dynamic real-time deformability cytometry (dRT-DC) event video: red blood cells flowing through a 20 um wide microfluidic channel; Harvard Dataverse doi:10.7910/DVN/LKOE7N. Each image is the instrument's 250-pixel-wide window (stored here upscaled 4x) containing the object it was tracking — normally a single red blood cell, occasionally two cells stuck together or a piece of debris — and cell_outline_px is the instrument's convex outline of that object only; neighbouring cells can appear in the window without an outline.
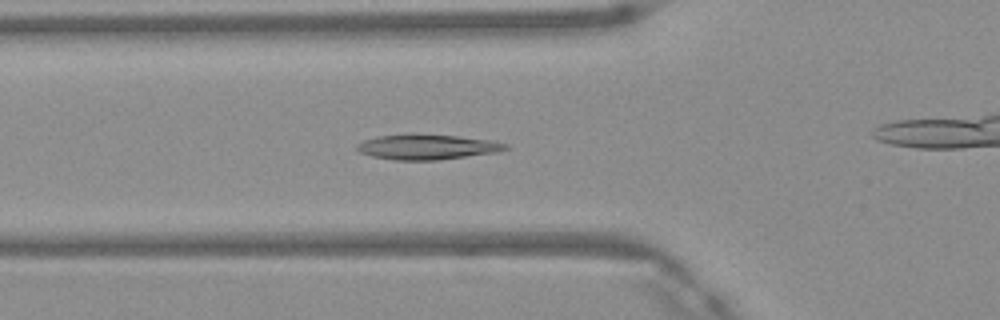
{"species": "Egyptian fruit bat (a non-hibernating species)", "species_latin": "Rousettus aegyptiacus", "temperature_condition": "warm", "stored_images_in_passage": 40, "camera_frame_rate_fps": 3000, "um_per_image_px": 0.085, "frame": {"image": 1, "passage_image": 8, "time_ms": 2.333, "image_size_px": [1000, 320], "cell_outline_px": [[512, 148], [496, 152], [440, 160], [396, 160], [372, 156], [360, 152], [356, 148], [356, 144], [364, 140], [376, 136], [408, 132], [412, 132], [456, 136], [496, 140], [508, 144]], "centroid_in_image_um": [36.33, 12.46], "position_along_channel_um": 89.5, "area_um2": 22.43}}
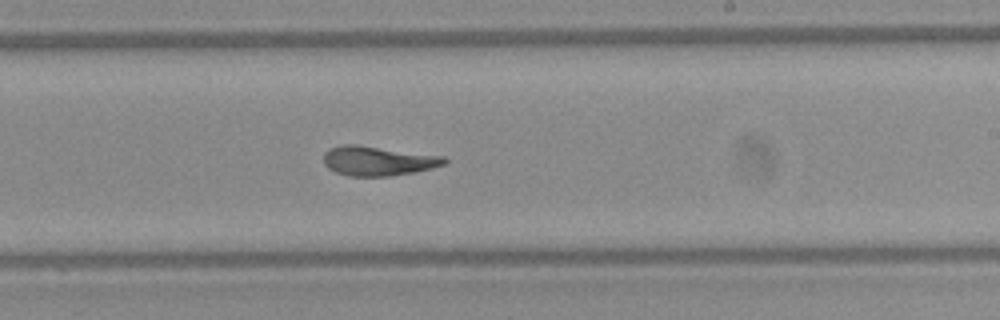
{"frame": {"image": 2, "passage_image": 20, "time_ms": 6.333, "image_size_px": [1000, 320], "cell_outline_px": [[448, 160], [444, 164], [432, 168], [412, 172], [388, 176], [348, 176], [336, 172], [328, 168], [324, 164], [324, 152], [328, 148], [344, 144], [356, 144], [444, 156]], "centroid_in_image_um": [32.09, 13.66], "position_along_channel_um": 256.9, "area_um2": 20.75}}
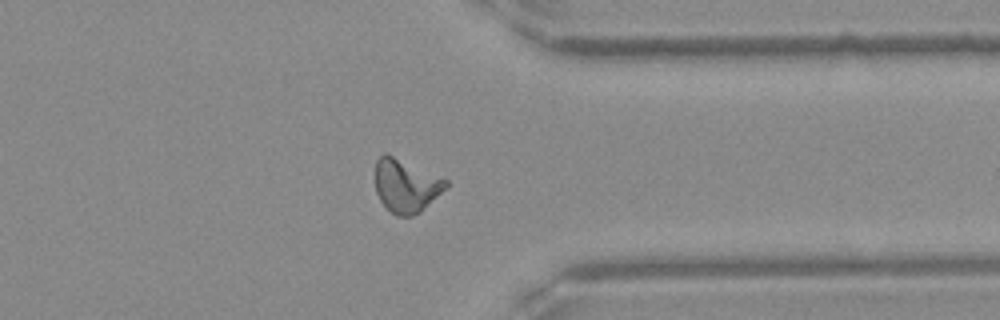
{"frame": {"image": 3, "passage_image": 29, "time_ms": 9.333, "image_size_px": [1000, 320], "cell_outline_px": [[448, 184], [420, 212], [412, 216], [396, 216], [380, 200], [376, 192], [376, 160], [384, 152], [448, 180]], "centroid_in_image_um": [34.47, 15.78], "position_along_channel_um": 376.9, "area_um2": 21.33}, "authors_computed_cell_mechanics": {"area_um2": 20.8658, "velocity_mm_per_s": 4.1699, "shape_relaxation_time_tau1_ms": null, "shape_relaxation_time_tau2_ms": 2.304, "deformation_change_tau1": null, "deformation_change_tau2": 0.0916}}